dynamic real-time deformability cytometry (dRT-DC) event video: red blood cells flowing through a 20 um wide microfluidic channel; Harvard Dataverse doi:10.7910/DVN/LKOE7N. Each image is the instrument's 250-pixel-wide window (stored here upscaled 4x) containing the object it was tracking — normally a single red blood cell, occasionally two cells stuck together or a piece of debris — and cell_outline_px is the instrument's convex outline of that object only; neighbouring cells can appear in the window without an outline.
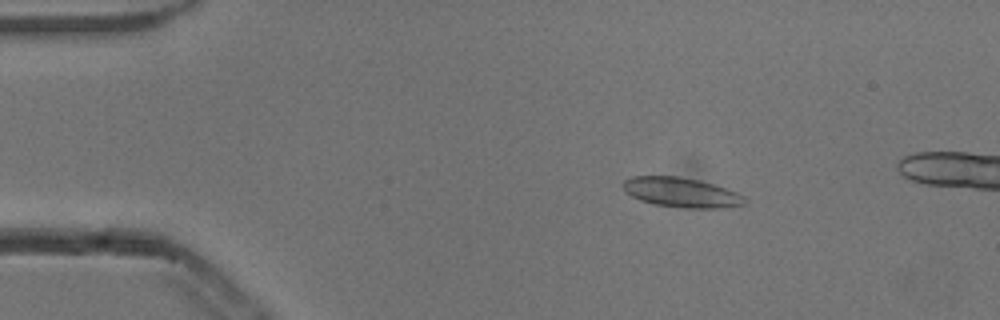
{"species": "common noctule bat (a hibernating species)", "species_latin": "Nyctalus noctula", "temperature_condition": "cold", "stored_images_in_passage": 15, "camera_frame_rate_fps": 3000, "um_per_image_px": 0.085, "animal": {"sex": "male", "body_mass_g": 13.3}, "frame": {"image": 1, "passage_image": 9, "time_ms": 2.667, "image_size_px": [1000, 320], "cell_outline_px": [[744, 204], [724, 208], [688, 208], [656, 204], [640, 200], [632, 196], [624, 188], [624, 180], [632, 176], [676, 176], [700, 180], [736, 192], [744, 196]], "centroid_in_image_um": [57.92, 16.35], "position_along_channel_um": 27.1, "area_um2": 20.69}}